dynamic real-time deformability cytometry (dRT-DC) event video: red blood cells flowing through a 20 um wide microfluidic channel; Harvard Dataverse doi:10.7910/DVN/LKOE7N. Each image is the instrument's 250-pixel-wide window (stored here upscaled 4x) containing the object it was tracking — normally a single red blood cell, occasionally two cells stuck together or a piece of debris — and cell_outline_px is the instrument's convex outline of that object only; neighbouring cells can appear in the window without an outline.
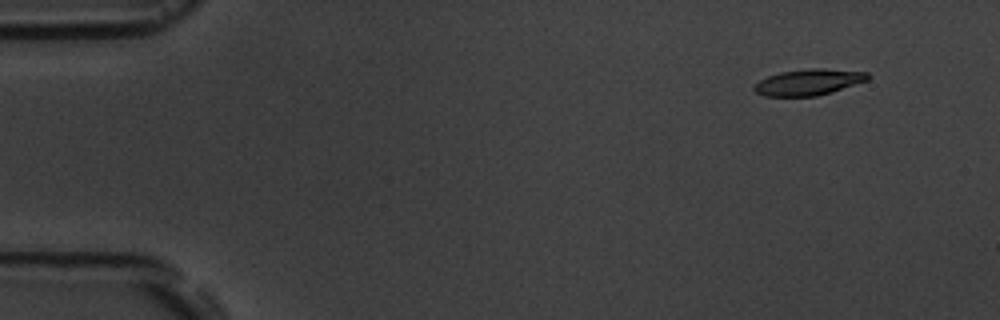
{"species": "common noctule bat (a hibernating species)", "species_latin": "Nyctalus noctula", "temperature_condition": "room temperature", "stored_images_in_passage": 4, "camera_frame_rate_fps": 3000, "um_per_image_px": 0.085, "animal": {"sex": "male", "body_mass_g": 19.5, "forearm_length_mm": 54.6}, "frame": {"image": 1, "passage_image": 2, "time_ms": 1.333, "image_size_px": [1000, 320], "cell_outline_px": [[872, 76], [868, 80], [832, 92], [816, 96], [764, 96], [756, 92], [752, 88], [760, 80], [768, 76], [780, 72], [812, 68], [824, 68], [868, 72]], "centroid_in_image_um": [68.77, 6.98], "position_along_channel_um": 16.2, "area_um2": 17.34}}